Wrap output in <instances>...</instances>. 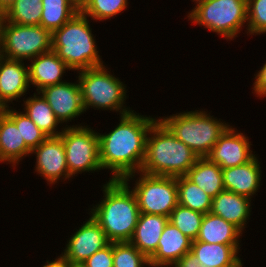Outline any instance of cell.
<instances>
[{
    "label": "cell",
    "instance_id": "obj_1",
    "mask_svg": "<svg viewBox=\"0 0 266 267\" xmlns=\"http://www.w3.org/2000/svg\"><path fill=\"white\" fill-rule=\"evenodd\" d=\"M158 119L131 111L120 116L111 132L98 134L99 159L103 169L111 171V180L125 183L140 172L146 156V139L151 126Z\"/></svg>",
    "mask_w": 266,
    "mask_h": 267
},
{
    "label": "cell",
    "instance_id": "obj_2",
    "mask_svg": "<svg viewBox=\"0 0 266 267\" xmlns=\"http://www.w3.org/2000/svg\"><path fill=\"white\" fill-rule=\"evenodd\" d=\"M130 188L123 180L110 179L103 185V200L89 209L110 242H129L134 234L140 210Z\"/></svg>",
    "mask_w": 266,
    "mask_h": 267
},
{
    "label": "cell",
    "instance_id": "obj_3",
    "mask_svg": "<svg viewBox=\"0 0 266 267\" xmlns=\"http://www.w3.org/2000/svg\"><path fill=\"white\" fill-rule=\"evenodd\" d=\"M198 158L157 120L147 134L146 156L140 171L149 175L185 176Z\"/></svg>",
    "mask_w": 266,
    "mask_h": 267
},
{
    "label": "cell",
    "instance_id": "obj_4",
    "mask_svg": "<svg viewBox=\"0 0 266 267\" xmlns=\"http://www.w3.org/2000/svg\"><path fill=\"white\" fill-rule=\"evenodd\" d=\"M93 35L88 17L79 11L52 33V51L74 71L103 66Z\"/></svg>",
    "mask_w": 266,
    "mask_h": 267
},
{
    "label": "cell",
    "instance_id": "obj_5",
    "mask_svg": "<svg viewBox=\"0 0 266 267\" xmlns=\"http://www.w3.org/2000/svg\"><path fill=\"white\" fill-rule=\"evenodd\" d=\"M158 120L180 141L199 157H207L215 143L230 126L216 119L206 111L180 112L158 118Z\"/></svg>",
    "mask_w": 266,
    "mask_h": 267
},
{
    "label": "cell",
    "instance_id": "obj_6",
    "mask_svg": "<svg viewBox=\"0 0 266 267\" xmlns=\"http://www.w3.org/2000/svg\"><path fill=\"white\" fill-rule=\"evenodd\" d=\"M77 72L79 74L76 82L80 85L85 112L90 107L117 111L120 116L133 111L124 105L127 97L126 85L118 77L115 78L105 65Z\"/></svg>",
    "mask_w": 266,
    "mask_h": 267
},
{
    "label": "cell",
    "instance_id": "obj_7",
    "mask_svg": "<svg viewBox=\"0 0 266 267\" xmlns=\"http://www.w3.org/2000/svg\"><path fill=\"white\" fill-rule=\"evenodd\" d=\"M187 16L192 23L233 40L247 22V0H202Z\"/></svg>",
    "mask_w": 266,
    "mask_h": 267
},
{
    "label": "cell",
    "instance_id": "obj_8",
    "mask_svg": "<svg viewBox=\"0 0 266 267\" xmlns=\"http://www.w3.org/2000/svg\"><path fill=\"white\" fill-rule=\"evenodd\" d=\"M52 51V33L40 25H19L6 21L0 44V56L27 60Z\"/></svg>",
    "mask_w": 266,
    "mask_h": 267
},
{
    "label": "cell",
    "instance_id": "obj_9",
    "mask_svg": "<svg viewBox=\"0 0 266 267\" xmlns=\"http://www.w3.org/2000/svg\"><path fill=\"white\" fill-rule=\"evenodd\" d=\"M66 126L59 136L64 144L69 175L101 170L98 132L81 124Z\"/></svg>",
    "mask_w": 266,
    "mask_h": 267
},
{
    "label": "cell",
    "instance_id": "obj_10",
    "mask_svg": "<svg viewBox=\"0 0 266 267\" xmlns=\"http://www.w3.org/2000/svg\"><path fill=\"white\" fill-rule=\"evenodd\" d=\"M138 175L140 177L131 190L137 198L140 213L169 217L178 205L177 177L149 175L141 171Z\"/></svg>",
    "mask_w": 266,
    "mask_h": 267
},
{
    "label": "cell",
    "instance_id": "obj_11",
    "mask_svg": "<svg viewBox=\"0 0 266 267\" xmlns=\"http://www.w3.org/2000/svg\"><path fill=\"white\" fill-rule=\"evenodd\" d=\"M83 223L67 241L64 252H61V255L70 263L82 264L110 243L105 232L91 214L90 218Z\"/></svg>",
    "mask_w": 266,
    "mask_h": 267
},
{
    "label": "cell",
    "instance_id": "obj_12",
    "mask_svg": "<svg viewBox=\"0 0 266 267\" xmlns=\"http://www.w3.org/2000/svg\"><path fill=\"white\" fill-rule=\"evenodd\" d=\"M251 145L247 136L229 126L207 157L222 169L243 165L255 156Z\"/></svg>",
    "mask_w": 266,
    "mask_h": 267
},
{
    "label": "cell",
    "instance_id": "obj_13",
    "mask_svg": "<svg viewBox=\"0 0 266 267\" xmlns=\"http://www.w3.org/2000/svg\"><path fill=\"white\" fill-rule=\"evenodd\" d=\"M11 108L0 110V163L5 161L14 167L29 156L31 150L20 133V111Z\"/></svg>",
    "mask_w": 266,
    "mask_h": 267
},
{
    "label": "cell",
    "instance_id": "obj_14",
    "mask_svg": "<svg viewBox=\"0 0 266 267\" xmlns=\"http://www.w3.org/2000/svg\"><path fill=\"white\" fill-rule=\"evenodd\" d=\"M33 153L36 154L35 171L50 184H55L60 179L65 181L72 178L69 175L64 144L60 136L47 137L31 150L30 155Z\"/></svg>",
    "mask_w": 266,
    "mask_h": 267
},
{
    "label": "cell",
    "instance_id": "obj_15",
    "mask_svg": "<svg viewBox=\"0 0 266 267\" xmlns=\"http://www.w3.org/2000/svg\"><path fill=\"white\" fill-rule=\"evenodd\" d=\"M48 102L57 120L71 122L85 112L79 82H63L45 87L38 92Z\"/></svg>",
    "mask_w": 266,
    "mask_h": 267
},
{
    "label": "cell",
    "instance_id": "obj_16",
    "mask_svg": "<svg viewBox=\"0 0 266 267\" xmlns=\"http://www.w3.org/2000/svg\"><path fill=\"white\" fill-rule=\"evenodd\" d=\"M29 87L28 67L24 61L0 56V110L24 96Z\"/></svg>",
    "mask_w": 266,
    "mask_h": 267
},
{
    "label": "cell",
    "instance_id": "obj_17",
    "mask_svg": "<svg viewBox=\"0 0 266 267\" xmlns=\"http://www.w3.org/2000/svg\"><path fill=\"white\" fill-rule=\"evenodd\" d=\"M192 241L169 221L164 227L156 252L149 258L151 267H172L190 252Z\"/></svg>",
    "mask_w": 266,
    "mask_h": 267
},
{
    "label": "cell",
    "instance_id": "obj_18",
    "mask_svg": "<svg viewBox=\"0 0 266 267\" xmlns=\"http://www.w3.org/2000/svg\"><path fill=\"white\" fill-rule=\"evenodd\" d=\"M224 189L238 195L253 198L260 189L261 167L255 155L243 165L222 169Z\"/></svg>",
    "mask_w": 266,
    "mask_h": 267
},
{
    "label": "cell",
    "instance_id": "obj_19",
    "mask_svg": "<svg viewBox=\"0 0 266 267\" xmlns=\"http://www.w3.org/2000/svg\"><path fill=\"white\" fill-rule=\"evenodd\" d=\"M30 61L31 64L27 65L29 83L37 87L36 92L45 87L63 83L65 71L71 70L54 51L38 55Z\"/></svg>",
    "mask_w": 266,
    "mask_h": 267
},
{
    "label": "cell",
    "instance_id": "obj_20",
    "mask_svg": "<svg viewBox=\"0 0 266 267\" xmlns=\"http://www.w3.org/2000/svg\"><path fill=\"white\" fill-rule=\"evenodd\" d=\"M251 200L246 196L224 190L212 199L210 212L232 223L243 232L251 215Z\"/></svg>",
    "mask_w": 266,
    "mask_h": 267
},
{
    "label": "cell",
    "instance_id": "obj_21",
    "mask_svg": "<svg viewBox=\"0 0 266 267\" xmlns=\"http://www.w3.org/2000/svg\"><path fill=\"white\" fill-rule=\"evenodd\" d=\"M168 221L169 217L163 215L140 213L129 242L150 258L157 250L158 242Z\"/></svg>",
    "mask_w": 266,
    "mask_h": 267
},
{
    "label": "cell",
    "instance_id": "obj_22",
    "mask_svg": "<svg viewBox=\"0 0 266 267\" xmlns=\"http://www.w3.org/2000/svg\"><path fill=\"white\" fill-rule=\"evenodd\" d=\"M240 248L193 240L190 252L198 259L200 264L207 267H242L241 258L237 255Z\"/></svg>",
    "mask_w": 266,
    "mask_h": 267
},
{
    "label": "cell",
    "instance_id": "obj_23",
    "mask_svg": "<svg viewBox=\"0 0 266 267\" xmlns=\"http://www.w3.org/2000/svg\"><path fill=\"white\" fill-rule=\"evenodd\" d=\"M242 232L232 223L211 212L204 214L196 240L209 244H224L239 247Z\"/></svg>",
    "mask_w": 266,
    "mask_h": 267
},
{
    "label": "cell",
    "instance_id": "obj_24",
    "mask_svg": "<svg viewBox=\"0 0 266 267\" xmlns=\"http://www.w3.org/2000/svg\"><path fill=\"white\" fill-rule=\"evenodd\" d=\"M212 199L224 191L222 168L208 157H199L185 175Z\"/></svg>",
    "mask_w": 266,
    "mask_h": 267
},
{
    "label": "cell",
    "instance_id": "obj_25",
    "mask_svg": "<svg viewBox=\"0 0 266 267\" xmlns=\"http://www.w3.org/2000/svg\"><path fill=\"white\" fill-rule=\"evenodd\" d=\"M40 95V96H37ZM23 108L24 113L42 130L48 137H58L63 128L56 131L58 124L60 123L55 114L53 113L48 102L43 98L41 94L34 93L33 97L25 99Z\"/></svg>",
    "mask_w": 266,
    "mask_h": 267
},
{
    "label": "cell",
    "instance_id": "obj_26",
    "mask_svg": "<svg viewBox=\"0 0 266 267\" xmlns=\"http://www.w3.org/2000/svg\"><path fill=\"white\" fill-rule=\"evenodd\" d=\"M40 26L53 33L80 11L74 0H42Z\"/></svg>",
    "mask_w": 266,
    "mask_h": 267
},
{
    "label": "cell",
    "instance_id": "obj_27",
    "mask_svg": "<svg viewBox=\"0 0 266 267\" xmlns=\"http://www.w3.org/2000/svg\"><path fill=\"white\" fill-rule=\"evenodd\" d=\"M178 204L203 214L212 208V198L186 176L177 177Z\"/></svg>",
    "mask_w": 266,
    "mask_h": 267
},
{
    "label": "cell",
    "instance_id": "obj_28",
    "mask_svg": "<svg viewBox=\"0 0 266 267\" xmlns=\"http://www.w3.org/2000/svg\"><path fill=\"white\" fill-rule=\"evenodd\" d=\"M42 0H16L6 11V21L19 25H40Z\"/></svg>",
    "mask_w": 266,
    "mask_h": 267
},
{
    "label": "cell",
    "instance_id": "obj_29",
    "mask_svg": "<svg viewBox=\"0 0 266 267\" xmlns=\"http://www.w3.org/2000/svg\"><path fill=\"white\" fill-rule=\"evenodd\" d=\"M204 214L188 207L178 204L169 216V222L177 229L188 236L191 240H196L202 224Z\"/></svg>",
    "mask_w": 266,
    "mask_h": 267
},
{
    "label": "cell",
    "instance_id": "obj_30",
    "mask_svg": "<svg viewBox=\"0 0 266 267\" xmlns=\"http://www.w3.org/2000/svg\"><path fill=\"white\" fill-rule=\"evenodd\" d=\"M128 0H86L80 11L91 20L102 21L113 18L125 11Z\"/></svg>",
    "mask_w": 266,
    "mask_h": 267
},
{
    "label": "cell",
    "instance_id": "obj_31",
    "mask_svg": "<svg viewBox=\"0 0 266 267\" xmlns=\"http://www.w3.org/2000/svg\"><path fill=\"white\" fill-rule=\"evenodd\" d=\"M150 267L149 258L130 242H113V267Z\"/></svg>",
    "mask_w": 266,
    "mask_h": 267
},
{
    "label": "cell",
    "instance_id": "obj_32",
    "mask_svg": "<svg viewBox=\"0 0 266 267\" xmlns=\"http://www.w3.org/2000/svg\"><path fill=\"white\" fill-rule=\"evenodd\" d=\"M247 35L266 34V0H247Z\"/></svg>",
    "mask_w": 266,
    "mask_h": 267
},
{
    "label": "cell",
    "instance_id": "obj_33",
    "mask_svg": "<svg viewBox=\"0 0 266 267\" xmlns=\"http://www.w3.org/2000/svg\"><path fill=\"white\" fill-rule=\"evenodd\" d=\"M20 133L26 146L33 150L48 136L24 113L20 111Z\"/></svg>",
    "mask_w": 266,
    "mask_h": 267
},
{
    "label": "cell",
    "instance_id": "obj_34",
    "mask_svg": "<svg viewBox=\"0 0 266 267\" xmlns=\"http://www.w3.org/2000/svg\"><path fill=\"white\" fill-rule=\"evenodd\" d=\"M82 265L84 267H113V242L95 252Z\"/></svg>",
    "mask_w": 266,
    "mask_h": 267
},
{
    "label": "cell",
    "instance_id": "obj_35",
    "mask_svg": "<svg viewBox=\"0 0 266 267\" xmlns=\"http://www.w3.org/2000/svg\"><path fill=\"white\" fill-rule=\"evenodd\" d=\"M253 90L257 97H266V63L261 67L260 71L255 75Z\"/></svg>",
    "mask_w": 266,
    "mask_h": 267
},
{
    "label": "cell",
    "instance_id": "obj_36",
    "mask_svg": "<svg viewBox=\"0 0 266 267\" xmlns=\"http://www.w3.org/2000/svg\"><path fill=\"white\" fill-rule=\"evenodd\" d=\"M172 267H207L203 264H200L198 259L192 255L191 252L185 254L180 258Z\"/></svg>",
    "mask_w": 266,
    "mask_h": 267
},
{
    "label": "cell",
    "instance_id": "obj_37",
    "mask_svg": "<svg viewBox=\"0 0 266 267\" xmlns=\"http://www.w3.org/2000/svg\"><path fill=\"white\" fill-rule=\"evenodd\" d=\"M43 267H68V260L65 259L62 255L57 257L54 261H46V264Z\"/></svg>",
    "mask_w": 266,
    "mask_h": 267
},
{
    "label": "cell",
    "instance_id": "obj_38",
    "mask_svg": "<svg viewBox=\"0 0 266 267\" xmlns=\"http://www.w3.org/2000/svg\"><path fill=\"white\" fill-rule=\"evenodd\" d=\"M5 23H6V11L0 8V44L2 42L3 29H4Z\"/></svg>",
    "mask_w": 266,
    "mask_h": 267
},
{
    "label": "cell",
    "instance_id": "obj_39",
    "mask_svg": "<svg viewBox=\"0 0 266 267\" xmlns=\"http://www.w3.org/2000/svg\"><path fill=\"white\" fill-rule=\"evenodd\" d=\"M16 0H0V8L7 11Z\"/></svg>",
    "mask_w": 266,
    "mask_h": 267
},
{
    "label": "cell",
    "instance_id": "obj_40",
    "mask_svg": "<svg viewBox=\"0 0 266 267\" xmlns=\"http://www.w3.org/2000/svg\"><path fill=\"white\" fill-rule=\"evenodd\" d=\"M68 267H84L82 264L79 263H70L68 261Z\"/></svg>",
    "mask_w": 266,
    "mask_h": 267
},
{
    "label": "cell",
    "instance_id": "obj_41",
    "mask_svg": "<svg viewBox=\"0 0 266 267\" xmlns=\"http://www.w3.org/2000/svg\"><path fill=\"white\" fill-rule=\"evenodd\" d=\"M79 6H81L86 0H74Z\"/></svg>",
    "mask_w": 266,
    "mask_h": 267
},
{
    "label": "cell",
    "instance_id": "obj_42",
    "mask_svg": "<svg viewBox=\"0 0 266 267\" xmlns=\"http://www.w3.org/2000/svg\"><path fill=\"white\" fill-rule=\"evenodd\" d=\"M192 1L195 2V4H196L197 2L202 1V0H192Z\"/></svg>",
    "mask_w": 266,
    "mask_h": 267
}]
</instances>
